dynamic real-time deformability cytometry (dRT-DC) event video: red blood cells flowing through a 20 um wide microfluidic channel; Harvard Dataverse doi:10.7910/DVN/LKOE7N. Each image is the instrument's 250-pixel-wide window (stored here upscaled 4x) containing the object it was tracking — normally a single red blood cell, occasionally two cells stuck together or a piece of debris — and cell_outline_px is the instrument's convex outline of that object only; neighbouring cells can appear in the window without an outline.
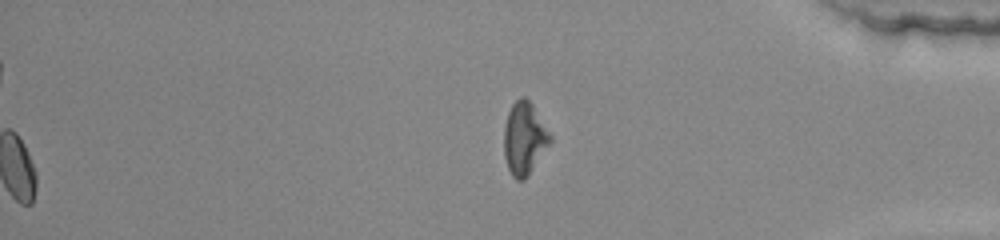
{"species": "common noctule bat (a hibernating species)", "species_latin": "Nyctalus noctula", "temperature_condition": "warm", "stored_images_in_passage": 52, "camera_frame_rate_fps": 3000, "um_per_image_px": 0.085, "animal": {"sex": "female", "body_mass_g": 22.0, "forearm_length_mm": 56.7}, "frame": {"image": 1, "passage_image": 52, "time_ms": 17.0, "image_size_px": [1000, 240], "cell_outline_px": [[552, 140], [528, 176], [524, 180], [516, 180], [512, 176], [508, 168], [504, 156], [504, 128], [508, 112], [512, 104], [520, 96], [524, 96], [532, 104], [552, 136]], "centroid_in_image_um": [44.56, 11.77], "position_along_channel_um": 390.6, "area_um2": 19.48}, "authors_computed_cell_mechanics": {"area_um2": 15.2592, "velocity_mm_per_s": 4.0836, "shape_relaxation_time_tau1_ms": 8.1673, "shape_relaxation_time_tau2_ms": 0.9141, "deformation_change_tau1": 0.1412, "deformation_change_tau2": 0.0293}}